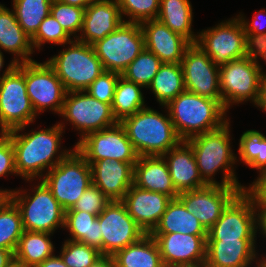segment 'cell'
<instances>
[{
	"label": "cell",
	"instance_id": "5",
	"mask_svg": "<svg viewBox=\"0 0 266 267\" xmlns=\"http://www.w3.org/2000/svg\"><path fill=\"white\" fill-rule=\"evenodd\" d=\"M0 79V133L20 128V131L34 123L37 118L25 83V63L10 64Z\"/></svg>",
	"mask_w": 266,
	"mask_h": 267
},
{
	"label": "cell",
	"instance_id": "45",
	"mask_svg": "<svg viewBox=\"0 0 266 267\" xmlns=\"http://www.w3.org/2000/svg\"><path fill=\"white\" fill-rule=\"evenodd\" d=\"M266 10L262 9L257 11L258 13L254 15L252 22L245 20L242 14L237 15L241 24L243 25L244 32L246 33L248 42L253 46L257 41H259L263 36L266 35ZM265 16L263 19L262 17Z\"/></svg>",
	"mask_w": 266,
	"mask_h": 267
},
{
	"label": "cell",
	"instance_id": "56",
	"mask_svg": "<svg viewBox=\"0 0 266 267\" xmlns=\"http://www.w3.org/2000/svg\"><path fill=\"white\" fill-rule=\"evenodd\" d=\"M7 267H30V266L13 258L12 261L7 265Z\"/></svg>",
	"mask_w": 266,
	"mask_h": 267
},
{
	"label": "cell",
	"instance_id": "43",
	"mask_svg": "<svg viewBox=\"0 0 266 267\" xmlns=\"http://www.w3.org/2000/svg\"><path fill=\"white\" fill-rule=\"evenodd\" d=\"M120 76L119 73L104 70L85 91L95 99L111 105Z\"/></svg>",
	"mask_w": 266,
	"mask_h": 267
},
{
	"label": "cell",
	"instance_id": "14",
	"mask_svg": "<svg viewBox=\"0 0 266 267\" xmlns=\"http://www.w3.org/2000/svg\"><path fill=\"white\" fill-rule=\"evenodd\" d=\"M74 147L87 162L112 159L136 163L139 157L119 122L112 127L89 133Z\"/></svg>",
	"mask_w": 266,
	"mask_h": 267
},
{
	"label": "cell",
	"instance_id": "32",
	"mask_svg": "<svg viewBox=\"0 0 266 267\" xmlns=\"http://www.w3.org/2000/svg\"><path fill=\"white\" fill-rule=\"evenodd\" d=\"M49 236L51 233L24 230L19 239L14 258L30 267L42 263L54 255V245Z\"/></svg>",
	"mask_w": 266,
	"mask_h": 267
},
{
	"label": "cell",
	"instance_id": "6",
	"mask_svg": "<svg viewBox=\"0 0 266 267\" xmlns=\"http://www.w3.org/2000/svg\"><path fill=\"white\" fill-rule=\"evenodd\" d=\"M265 73L254 53L219 66L222 103L226 110L231 105L251 101L258 106Z\"/></svg>",
	"mask_w": 266,
	"mask_h": 267
},
{
	"label": "cell",
	"instance_id": "44",
	"mask_svg": "<svg viewBox=\"0 0 266 267\" xmlns=\"http://www.w3.org/2000/svg\"><path fill=\"white\" fill-rule=\"evenodd\" d=\"M110 202L98 187L91 184L69 210H81L98 216Z\"/></svg>",
	"mask_w": 266,
	"mask_h": 267
},
{
	"label": "cell",
	"instance_id": "3",
	"mask_svg": "<svg viewBox=\"0 0 266 267\" xmlns=\"http://www.w3.org/2000/svg\"><path fill=\"white\" fill-rule=\"evenodd\" d=\"M229 124L230 121L220 129L194 136L186 142L194 152L200 177L207 185L238 187L244 191L246 186L237 181L233 167L239 160L230 145ZM220 169L223 172L221 183L214 180L216 172Z\"/></svg>",
	"mask_w": 266,
	"mask_h": 267
},
{
	"label": "cell",
	"instance_id": "39",
	"mask_svg": "<svg viewBox=\"0 0 266 267\" xmlns=\"http://www.w3.org/2000/svg\"><path fill=\"white\" fill-rule=\"evenodd\" d=\"M62 245L59 254L68 267H92L103 257L98 249L78 241L66 240Z\"/></svg>",
	"mask_w": 266,
	"mask_h": 267
},
{
	"label": "cell",
	"instance_id": "1",
	"mask_svg": "<svg viewBox=\"0 0 266 267\" xmlns=\"http://www.w3.org/2000/svg\"><path fill=\"white\" fill-rule=\"evenodd\" d=\"M64 127L63 122H58L47 129L29 133L19 134L20 128L6 132L14 147L17 175L27 181H33L36 177L42 179L45 170L48 172L72 151H59Z\"/></svg>",
	"mask_w": 266,
	"mask_h": 267
},
{
	"label": "cell",
	"instance_id": "29",
	"mask_svg": "<svg viewBox=\"0 0 266 267\" xmlns=\"http://www.w3.org/2000/svg\"><path fill=\"white\" fill-rule=\"evenodd\" d=\"M112 257L116 267H165L159 247L150 234H145Z\"/></svg>",
	"mask_w": 266,
	"mask_h": 267
},
{
	"label": "cell",
	"instance_id": "50",
	"mask_svg": "<svg viewBox=\"0 0 266 267\" xmlns=\"http://www.w3.org/2000/svg\"><path fill=\"white\" fill-rule=\"evenodd\" d=\"M13 258L14 253L11 250L0 248V267H7Z\"/></svg>",
	"mask_w": 266,
	"mask_h": 267
},
{
	"label": "cell",
	"instance_id": "55",
	"mask_svg": "<svg viewBox=\"0 0 266 267\" xmlns=\"http://www.w3.org/2000/svg\"><path fill=\"white\" fill-rule=\"evenodd\" d=\"M11 192L12 190L0 189V210L11 199Z\"/></svg>",
	"mask_w": 266,
	"mask_h": 267
},
{
	"label": "cell",
	"instance_id": "30",
	"mask_svg": "<svg viewBox=\"0 0 266 267\" xmlns=\"http://www.w3.org/2000/svg\"><path fill=\"white\" fill-rule=\"evenodd\" d=\"M190 0H160L157 19L171 31L195 44L198 35L192 31L193 12Z\"/></svg>",
	"mask_w": 266,
	"mask_h": 267
},
{
	"label": "cell",
	"instance_id": "26",
	"mask_svg": "<svg viewBox=\"0 0 266 267\" xmlns=\"http://www.w3.org/2000/svg\"><path fill=\"white\" fill-rule=\"evenodd\" d=\"M134 185L176 199V191L163 156H140L134 164Z\"/></svg>",
	"mask_w": 266,
	"mask_h": 267
},
{
	"label": "cell",
	"instance_id": "19",
	"mask_svg": "<svg viewBox=\"0 0 266 267\" xmlns=\"http://www.w3.org/2000/svg\"><path fill=\"white\" fill-rule=\"evenodd\" d=\"M156 241L165 267L205 264L207 235L150 234Z\"/></svg>",
	"mask_w": 266,
	"mask_h": 267
},
{
	"label": "cell",
	"instance_id": "57",
	"mask_svg": "<svg viewBox=\"0 0 266 267\" xmlns=\"http://www.w3.org/2000/svg\"><path fill=\"white\" fill-rule=\"evenodd\" d=\"M169 267H206L205 264H177Z\"/></svg>",
	"mask_w": 266,
	"mask_h": 267
},
{
	"label": "cell",
	"instance_id": "33",
	"mask_svg": "<svg viewBox=\"0 0 266 267\" xmlns=\"http://www.w3.org/2000/svg\"><path fill=\"white\" fill-rule=\"evenodd\" d=\"M161 106H166L178 94L185 91L181 64L162 63L148 86Z\"/></svg>",
	"mask_w": 266,
	"mask_h": 267
},
{
	"label": "cell",
	"instance_id": "51",
	"mask_svg": "<svg viewBox=\"0 0 266 267\" xmlns=\"http://www.w3.org/2000/svg\"><path fill=\"white\" fill-rule=\"evenodd\" d=\"M61 3L78 6L81 8L86 9L88 6H90L92 3L96 2L97 0H57Z\"/></svg>",
	"mask_w": 266,
	"mask_h": 267
},
{
	"label": "cell",
	"instance_id": "38",
	"mask_svg": "<svg viewBox=\"0 0 266 267\" xmlns=\"http://www.w3.org/2000/svg\"><path fill=\"white\" fill-rule=\"evenodd\" d=\"M162 62L146 48L128 65L121 74L126 80L148 88Z\"/></svg>",
	"mask_w": 266,
	"mask_h": 267
},
{
	"label": "cell",
	"instance_id": "46",
	"mask_svg": "<svg viewBox=\"0 0 266 267\" xmlns=\"http://www.w3.org/2000/svg\"><path fill=\"white\" fill-rule=\"evenodd\" d=\"M16 174L15 151L11 138L6 133H0V177Z\"/></svg>",
	"mask_w": 266,
	"mask_h": 267
},
{
	"label": "cell",
	"instance_id": "25",
	"mask_svg": "<svg viewBox=\"0 0 266 267\" xmlns=\"http://www.w3.org/2000/svg\"><path fill=\"white\" fill-rule=\"evenodd\" d=\"M162 156L167 163L173 185L178 193L207 185L200 177L194 152L186 141H181Z\"/></svg>",
	"mask_w": 266,
	"mask_h": 267
},
{
	"label": "cell",
	"instance_id": "48",
	"mask_svg": "<svg viewBox=\"0 0 266 267\" xmlns=\"http://www.w3.org/2000/svg\"><path fill=\"white\" fill-rule=\"evenodd\" d=\"M257 209V224L261 235L266 237V204H255Z\"/></svg>",
	"mask_w": 266,
	"mask_h": 267
},
{
	"label": "cell",
	"instance_id": "42",
	"mask_svg": "<svg viewBox=\"0 0 266 267\" xmlns=\"http://www.w3.org/2000/svg\"><path fill=\"white\" fill-rule=\"evenodd\" d=\"M73 38H71L50 14L40 24L36 34L31 38L33 49H41V46L47 43L54 45H67Z\"/></svg>",
	"mask_w": 266,
	"mask_h": 267
},
{
	"label": "cell",
	"instance_id": "16",
	"mask_svg": "<svg viewBox=\"0 0 266 267\" xmlns=\"http://www.w3.org/2000/svg\"><path fill=\"white\" fill-rule=\"evenodd\" d=\"M97 218L102 234L103 256H113L146 234L128 214L122 201H111Z\"/></svg>",
	"mask_w": 266,
	"mask_h": 267
},
{
	"label": "cell",
	"instance_id": "4",
	"mask_svg": "<svg viewBox=\"0 0 266 267\" xmlns=\"http://www.w3.org/2000/svg\"><path fill=\"white\" fill-rule=\"evenodd\" d=\"M166 111L146 107L120 122L139 157L162 156L182 141Z\"/></svg>",
	"mask_w": 266,
	"mask_h": 267
},
{
	"label": "cell",
	"instance_id": "58",
	"mask_svg": "<svg viewBox=\"0 0 266 267\" xmlns=\"http://www.w3.org/2000/svg\"><path fill=\"white\" fill-rule=\"evenodd\" d=\"M254 55H255L257 60L262 59L266 63V53H254ZM265 76H266V73H265Z\"/></svg>",
	"mask_w": 266,
	"mask_h": 267
},
{
	"label": "cell",
	"instance_id": "53",
	"mask_svg": "<svg viewBox=\"0 0 266 267\" xmlns=\"http://www.w3.org/2000/svg\"><path fill=\"white\" fill-rule=\"evenodd\" d=\"M253 53H266V35L252 46Z\"/></svg>",
	"mask_w": 266,
	"mask_h": 267
},
{
	"label": "cell",
	"instance_id": "20",
	"mask_svg": "<svg viewBox=\"0 0 266 267\" xmlns=\"http://www.w3.org/2000/svg\"><path fill=\"white\" fill-rule=\"evenodd\" d=\"M171 200L165 194L140 189L133 184L122 202L137 225L146 234H150L159 223Z\"/></svg>",
	"mask_w": 266,
	"mask_h": 267
},
{
	"label": "cell",
	"instance_id": "23",
	"mask_svg": "<svg viewBox=\"0 0 266 267\" xmlns=\"http://www.w3.org/2000/svg\"><path fill=\"white\" fill-rule=\"evenodd\" d=\"M123 22L117 0H97L85 9L81 34L76 40L92 45Z\"/></svg>",
	"mask_w": 266,
	"mask_h": 267
},
{
	"label": "cell",
	"instance_id": "9",
	"mask_svg": "<svg viewBox=\"0 0 266 267\" xmlns=\"http://www.w3.org/2000/svg\"><path fill=\"white\" fill-rule=\"evenodd\" d=\"M65 211L73 208L92 184L91 166L75 149L41 179Z\"/></svg>",
	"mask_w": 266,
	"mask_h": 267
},
{
	"label": "cell",
	"instance_id": "11",
	"mask_svg": "<svg viewBox=\"0 0 266 267\" xmlns=\"http://www.w3.org/2000/svg\"><path fill=\"white\" fill-rule=\"evenodd\" d=\"M220 66L252 53L243 25L238 17L221 22L216 27L202 30L195 43Z\"/></svg>",
	"mask_w": 266,
	"mask_h": 267
},
{
	"label": "cell",
	"instance_id": "37",
	"mask_svg": "<svg viewBox=\"0 0 266 267\" xmlns=\"http://www.w3.org/2000/svg\"><path fill=\"white\" fill-rule=\"evenodd\" d=\"M23 232L19 208L10 199L0 210V248L14 253Z\"/></svg>",
	"mask_w": 266,
	"mask_h": 267
},
{
	"label": "cell",
	"instance_id": "47",
	"mask_svg": "<svg viewBox=\"0 0 266 267\" xmlns=\"http://www.w3.org/2000/svg\"><path fill=\"white\" fill-rule=\"evenodd\" d=\"M259 177L244 192L253 200L254 204H266V169L259 172Z\"/></svg>",
	"mask_w": 266,
	"mask_h": 267
},
{
	"label": "cell",
	"instance_id": "34",
	"mask_svg": "<svg viewBox=\"0 0 266 267\" xmlns=\"http://www.w3.org/2000/svg\"><path fill=\"white\" fill-rule=\"evenodd\" d=\"M141 87L144 88L122 76L119 77L111 104L112 113L117 122L120 123L124 118L146 108Z\"/></svg>",
	"mask_w": 266,
	"mask_h": 267
},
{
	"label": "cell",
	"instance_id": "49",
	"mask_svg": "<svg viewBox=\"0 0 266 267\" xmlns=\"http://www.w3.org/2000/svg\"><path fill=\"white\" fill-rule=\"evenodd\" d=\"M35 267H68L60 255H53L46 260H44L42 263L36 265Z\"/></svg>",
	"mask_w": 266,
	"mask_h": 267
},
{
	"label": "cell",
	"instance_id": "21",
	"mask_svg": "<svg viewBox=\"0 0 266 267\" xmlns=\"http://www.w3.org/2000/svg\"><path fill=\"white\" fill-rule=\"evenodd\" d=\"M92 171V184L110 201H122L134 184V164L118 160L101 159L88 162Z\"/></svg>",
	"mask_w": 266,
	"mask_h": 267
},
{
	"label": "cell",
	"instance_id": "2",
	"mask_svg": "<svg viewBox=\"0 0 266 267\" xmlns=\"http://www.w3.org/2000/svg\"><path fill=\"white\" fill-rule=\"evenodd\" d=\"M175 131L182 141L220 129L230 121L222 100L188 91L178 94L166 106Z\"/></svg>",
	"mask_w": 266,
	"mask_h": 267
},
{
	"label": "cell",
	"instance_id": "13",
	"mask_svg": "<svg viewBox=\"0 0 266 267\" xmlns=\"http://www.w3.org/2000/svg\"><path fill=\"white\" fill-rule=\"evenodd\" d=\"M256 211L253 200L241 191L223 210L217 222L207 230L206 240L257 239Z\"/></svg>",
	"mask_w": 266,
	"mask_h": 267
},
{
	"label": "cell",
	"instance_id": "7",
	"mask_svg": "<svg viewBox=\"0 0 266 267\" xmlns=\"http://www.w3.org/2000/svg\"><path fill=\"white\" fill-rule=\"evenodd\" d=\"M67 92L85 91L104 71L92 45L74 39L68 48L47 60Z\"/></svg>",
	"mask_w": 266,
	"mask_h": 267
},
{
	"label": "cell",
	"instance_id": "36",
	"mask_svg": "<svg viewBox=\"0 0 266 267\" xmlns=\"http://www.w3.org/2000/svg\"><path fill=\"white\" fill-rule=\"evenodd\" d=\"M240 161L259 172L266 169V136L257 130L243 132L239 139Z\"/></svg>",
	"mask_w": 266,
	"mask_h": 267
},
{
	"label": "cell",
	"instance_id": "10",
	"mask_svg": "<svg viewBox=\"0 0 266 267\" xmlns=\"http://www.w3.org/2000/svg\"><path fill=\"white\" fill-rule=\"evenodd\" d=\"M105 71L122 74L145 49L140 23L123 22L115 31L92 44Z\"/></svg>",
	"mask_w": 266,
	"mask_h": 267
},
{
	"label": "cell",
	"instance_id": "52",
	"mask_svg": "<svg viewBox=\"0 0 266 267\" xmlns=\"http://www.w3.org/2000/svg\"><path fill=\"white\" fill-rule=\"evenodd\" d=\"M92 267H116L112 256H103Z\"/></svg>",
	"mask_w": 266,
	"mask_h": 267
},
{
	"label": "cell",
	"instance_id": "15",
	"mask_svg": "<svg viewBox=\"0 0 266 267\" xmlns=\"http://www.w3.org/2000/svg\"><path fill=\"white\" fill-rule=\"evenodd\" d=\"M25 83L36 114L50 109L60 115L67 90L47 61L25 62Z\"/></svg>",
	"mask_w": 266,
	"mask_h": 267
},
{
	"label": "cell",
	"instance_id": "35",
	"mask_svg": "<svg viewBox=\"0 0 266 267\" xmlns=\"http://www.w3.org/2000/svg\"><path fill=\"white\" fill-rule=\"evenodd\" d=\"M53 0H13L12 9L17 22L31 39L40 24L50 14Z\"/></svg>",
	"mask_w": 266,
	"mask_h": 267
},
{
	"label": "cell",
	"instance_id": "27",
	"mask_svg": "<svg viewBox=\"0 0 266 267\" xmlns=\"http://www.w3.org/2000/svg\"><path fill=\"white\" fill-rule=\"evenodd\" d=\"M0 49L11 52L15 56L13 62L15 64L33 61V47L31 39L23 31L14 11L0 4Z\"/></svg>",
	"mask_w": 266,
	"mask_h": 267
},
{
	"label": "cell",
	"instance_id": "8",
	"mask_svg": "<svg viewBox=\"0 0 266 267\" xmlns=\"http://www.w3.org/2000/svg\"><path fill=\"white\" fill-rule=\"evenodd\" d=\"M32 190L33 196L25 189L11 192V200L19 208L24 230L53 235L59 227L64 228L65 210L46 184L40 180Z\"/></svg>",
	"mask_w": 266,
	"mask_h": 267
},
{
	"label": "cell",
	"instance_id": "59",
	"mask_svg": "<svg viewBox=\"0 0 266 267\" xmlns=\"http://www.w3.org/2000/svg\"><path fill=\"white\" fill-rule=\"evenodd\" d=\"M4 54L1 52V50H0V71H1V69L4 67L3 65H4ZM3 77V75L2 76H0V79Z\"/></svg>",
	"mask_w": 266,
	"mask_h": 267
},
{
	"label": "cell",
	"instance_id": "18",
	"mask_svg": "<svg viewBox=\"0 0 266 267\" xmlns=\"http://www.w3.org/2000/svg\"><path fill=\"white\" fill-rule=\"evenodd\" d=\"M240 192L238 187L214 184L179 193L177 199L209 230Z\"/></svg>",
	"mask_w": 266,
	"mask_h": 267
},
{
	"label": "cell",
	"instance_id": "24",
	"mask_svg": "<svg viewBox=\"0 0 266 267\" xmlns=\"http://www.w3.org/2000/svg\"><path fill=\"white\" fill-rule=\"evenodd\" d=\"M255 247L256 240H206L205 265L206 267H251L252 262L255 261L258 265L264 257L261 259L257 257Z\"/></svg>",
	"mask_w": 266,
	"mask_h": 267
},
{
	"label": "cell",
	"instance_id": "17",
	"mask_svg": "<svg viewBox=\"0 0 266 267\" xmlns=\"http://www.w3.org/2000/svg\"><path fill=\"white\" fill-rule=\"evenodd\" d=\"M185 90L193 94L222 100L219 66L196 44H191L181 61Z\"/></svg>",
	"mask_w": 266,
	"mask_h": 267
},
{
	"label": "cell",
	"instance_id": "28",
	"mask_svg": "<svg viewBox=\"0 0 266 267\" xmlns=\"http://www.w3.org/2000/svg\"><path fill=\"white\" fill-rule=\"evenodd\" d=\"M174 232L207 235V230L200 221L193 213L188 212L177 198L168 203L159 223L150 234H171Z\"/></svg>",
	"mask_w": 266,
	"mask_h": 267
},
{
	"label": "cell",
	"instance_id": "12",
	"mask_svg": "<svg viewBox=\"0 0 266 267\" xmlns=\"http://www.w3.org/2000/svg\"><path fill=\"white\" fill-rule=\"evenodd\" d=\"M60 116L80 131V140L92 132L116 125L111 105L92 97L86 91L67 92Z\"/></svg>",
	"mask_w": 266,
	"mask_h": 267
},
{
	"label": "cell",
	"instance_id": "60",
	"mask_svg": "<svg viewBox=\"0 0 266 267\" xmlns=\"http://www.w3.org/2000/svg\"><path fill=\"white\" fill-rule=\"evenodd\" d=\"M259 267H266V258L265 257L259 262Z\"/></svg>",
	"mask_w": 266,
	"mask_h": 267
},
{
	"label": "cell",
	"instance_id": "40",
	"mask_svg": "<svg viewBox=\"0 0 266 267\" xmlns=\"http://www.w3.org/2000/svg\"><path fill=\"white\" fill-rule=\"evenodd\" d=\"M84 13V8L64 4L57 0H53L50 7V15L70 37L74 35V39L78 37L77 32H81Z\"/></svg>",
	"mask_w": 266,
	"mask_h": 267
},
{
	"label": "cell",
	"instance_id": "54",
	"mask_svg": "<svg viewBox=\"0 0 266 267\" xmlns=\"http://www.w3.org/2000/svg\"><path fill=\"white\" fill-rule=\"evenodd\" d=\"M257 107H260L259 109H262L266 112V76H264L262 82L261 97Z\"/></svg>",
	"mask_w": 266,
	"mask_h": 267
},
{
	"label": "cell",
	"instance_id": "31",
	"mask_svg": "<svg viewBox=\"0 0 266 267\" xmlns=\"http://www.w3.org/2000/svg\"><path fill=\"white\" fill-rule=\"evenodd\" d=\"M98 216L81 210L65 211L64 228L69 230L72 241L98 249L102 254V234Z\"/></svg>",
	"mask_w": 266,
	"mask_h": 267
},
{
	"label": "cell",
	"instance_id": "41",
	"mask_svg": "<svg viewBox=\"0 0 266 267\" xmlns=\"http://www.w3.org/2000/svg\"><path fill=\"white\" fill-rule=\"evenodd\" d=\"M124 22L142 23L157 19L160 0H117ZM123 15L129 17L124 20Z\"/></svg>",
	"mask_w": 266,
	"mask_h": 267
},
{
	"label": "cell",
	"instance_id": "22",
	"mask_svg": "<svg viewBox=\"0 0 266 267\" xmlns=\"http://www.w3.org/2000/svg\"><path fill=\"white\" fill-rule=\"evenodd\" d=\"M140 26L147 50L162 63L181 64L186 49L191 45L186 38L171 31L158 19L144 21Z\"/></svg>",
	"mask_w": 266,
	"mask_h": 267
}]
</instances>
